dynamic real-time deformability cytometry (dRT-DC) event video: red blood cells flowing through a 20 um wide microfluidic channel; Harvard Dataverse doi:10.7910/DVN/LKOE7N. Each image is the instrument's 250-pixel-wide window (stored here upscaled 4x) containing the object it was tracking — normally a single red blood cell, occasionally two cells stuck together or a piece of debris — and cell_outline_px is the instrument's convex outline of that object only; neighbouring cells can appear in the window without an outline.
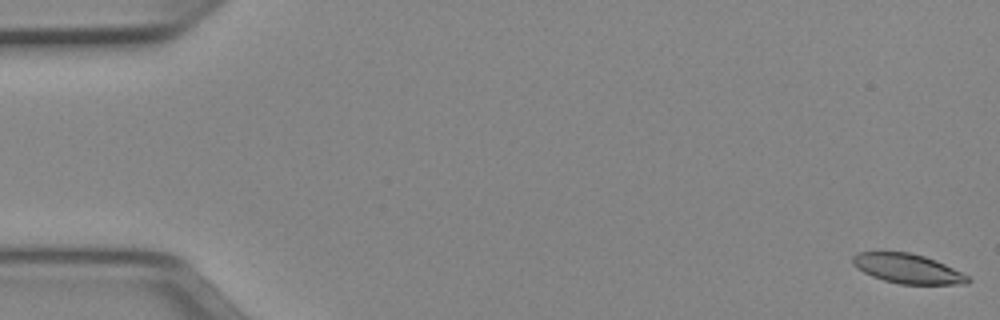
{"species": "Egyptian fruit bat (a non-hibernating species)", "species_latin": "Rousettus aegyptiacus", "temperature_condition": "cold", "stored_images_in_passage": 15, "camera_frame_rate_fps": 3000, "um_per_image_px": 0.085, "animal": {"sex": "female"}, "frame": {"image": 1, "passage_image": 1, "time_ms": 0.0, "image_size_px": [1000, 320], "cell_outline_px": [[972, 280], [968, 284], [900, 284], [884, 280], [872, 276], [864, 272], [852, 264], [852, 256], [856, 252], [908, 252], [924, 256], [936, 260], [968, 276]], "centroid_in_image_um": [77.14, 22.83], "position_along_channel_um": 7.9, "area_um2": 19.71}}
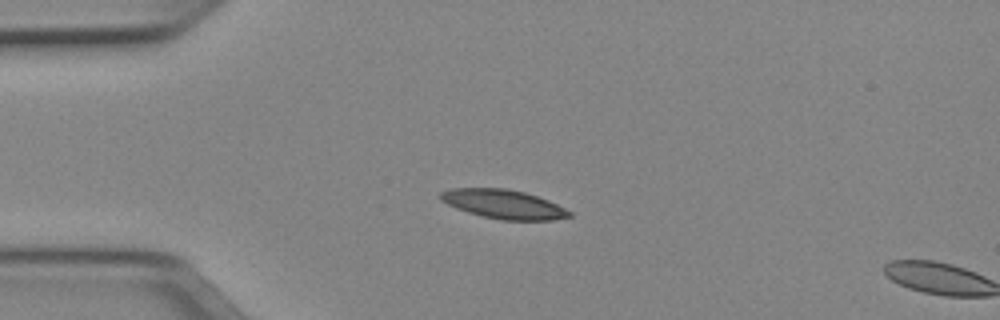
{"frame": {"image": 2, "passage_image": 13, "time_ms": 4.0, "image_size_px": [1000, 320], "cell_outline_px": [[572, 216], [552, 220], [500, 220], [468, 212], [456, 208], [440, 200], [440, 192], [452, 188], [508, 188], [524, 192], [548, 200], [572, 212]], "centroid_in_image_um": [42.8, 17.35], "position_along_channel_um": 42.2, "area_um2": 21.68}}